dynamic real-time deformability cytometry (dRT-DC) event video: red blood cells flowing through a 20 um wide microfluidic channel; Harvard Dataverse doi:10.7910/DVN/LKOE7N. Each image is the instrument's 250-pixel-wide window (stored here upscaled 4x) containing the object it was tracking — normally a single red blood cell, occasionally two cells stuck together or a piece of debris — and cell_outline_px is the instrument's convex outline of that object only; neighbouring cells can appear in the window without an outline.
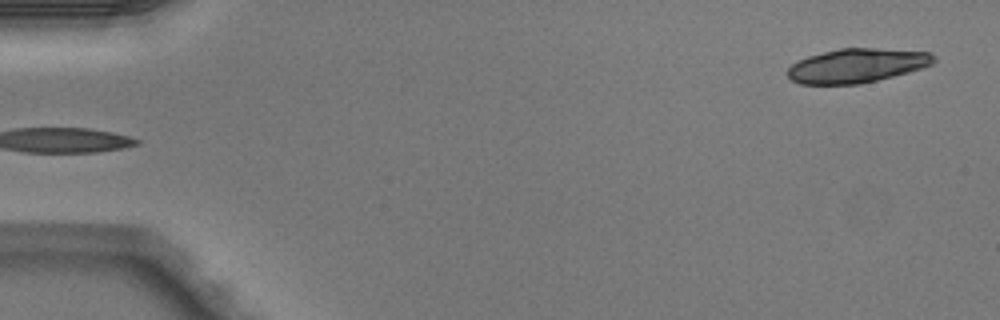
{"species": "Egyptian fruit bat (a non-hibernating species)", "species_latin": "Rousettus aegyptiacus", "temperature_condition": "warm", "stored_images_in_passage": 5, "segment_of_instrument_passage": [2, 2], "camera_frame_rate_fps": 3000, "um_per_image_px": 0.085, "animal": {"sex": "male"}, "frame": {"image": 1, "passage_image": 5, "time_ms": 1.333, "image_size_px": [1000, 320], "cell_outline_px": [[936, 60], [932, 64], [908, 72], [860, 84], [800, 84], [792, 80], [788, 76], [788, 68], [792, 64], [808, 56], [840, 48], [876, 48], [932, 52], [936, 56]], "centroid_in_image_um": [72.86, 5.57], "position_along_channel_um": 12.1, "area_um2": 28.9}}